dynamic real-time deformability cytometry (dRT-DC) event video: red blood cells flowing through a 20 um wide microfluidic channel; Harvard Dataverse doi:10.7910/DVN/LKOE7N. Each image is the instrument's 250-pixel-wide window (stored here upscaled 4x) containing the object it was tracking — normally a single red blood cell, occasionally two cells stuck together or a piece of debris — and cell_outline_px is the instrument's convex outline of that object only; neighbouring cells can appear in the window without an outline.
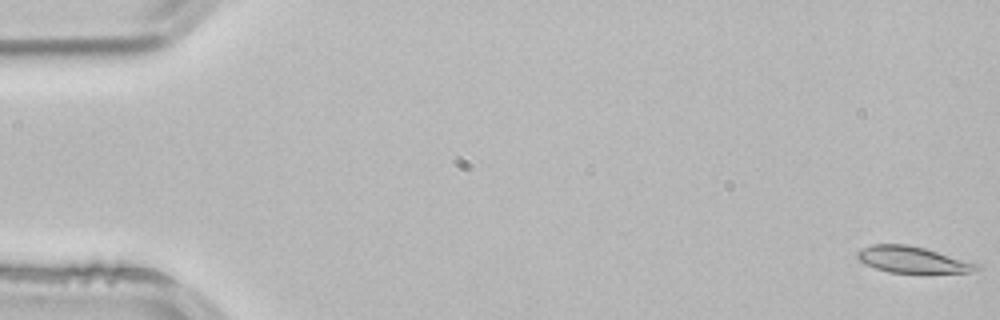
{"species": "common noctule bat (a hibernating species)", "species_latin": "Nyctalus noctula", "temperature_condition": "room temperature", "stored_images_in_passage": 3, "camera_frame_rate_fps": 3000, "um_per_image_px": 0.085, "animal": {"sex": "male", "body_mass_g": 21.5, "forearm_length_mm": 52.0}, "frame": {"image": 1, "passage_image": 1, "time_ms": 0.0, "image_size_px": [1000, 320], "cell_outline_px": [[980, 268], [968, 272], [888, 272], [864, 264], [856, 256], [856, 252], [872, 244], [908, 244], [924, 248], [980, 264]], "centroid_in_image_um": [77.52, 22.06], "position_along_channel_um": 7.5, "area_um2": 17.98}}
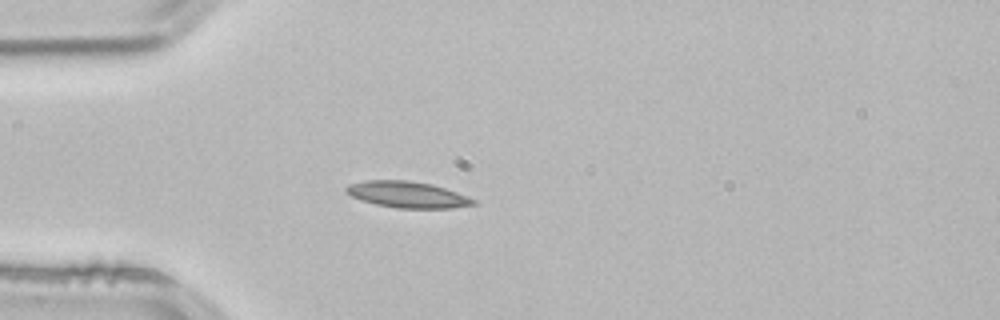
{"frame": {"image": 2, "passage_image": 3, "time_ms": 0.667, "image_size_px": [1000, 320], "cell_outline_px": [[480, 204], [448, 208], [400, 208], [376, 204], [360, 200], [344, 192], [344, 188], [348, 184], [364, 180], [408, 180], [432, 184], [468, 196], [476, 200]], "centroid_in_image_um": [34.62, 16.53], "position_along_channel_um": 50.4, "area_um2": 19.59}}